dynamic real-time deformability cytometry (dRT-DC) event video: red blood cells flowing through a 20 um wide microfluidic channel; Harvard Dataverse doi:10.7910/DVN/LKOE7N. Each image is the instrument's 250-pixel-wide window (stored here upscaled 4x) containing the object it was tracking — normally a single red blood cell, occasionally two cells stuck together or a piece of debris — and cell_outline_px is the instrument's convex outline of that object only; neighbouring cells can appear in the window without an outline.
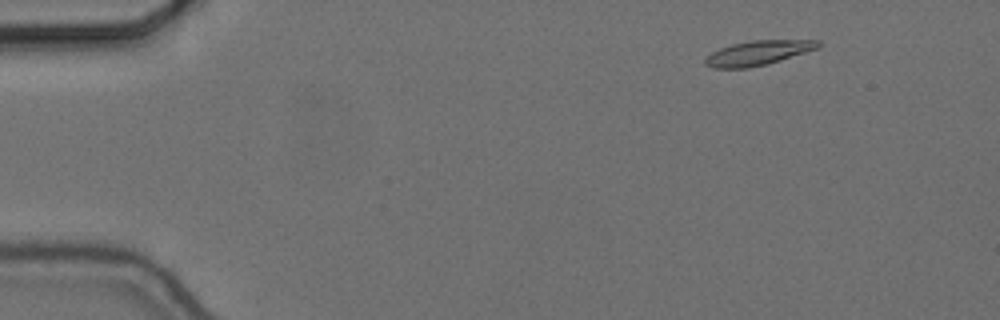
{"species": "common noctule bat (a hibernating species)", "species_latin": "Nyctalus noctula", "temperature_condition": "cold", "stored_images_in_passage": 9, "camera_frame_rate_fps": 3000, "um_per_image_px": 0.085, "animal": {"sex": "female", "body_mass_g": 24.6, "forearm_length_mm": 56.2}, "frame": {"image": 1, "passage_image": 5, "time_ms": 1.333, "image_size_px": [1000, 320], "cell_outline_px": [[820, 48], [768, 64], [748, 68], [712, 68], [704, 64], [704, 60], [712, 52], [720, 48], [732, 44], [752, 40], [820, 40]], "centroid_in_image_um": [64.45, 4.5], "position_along_channel_um": 20.5, "area_um2": 16.24}}